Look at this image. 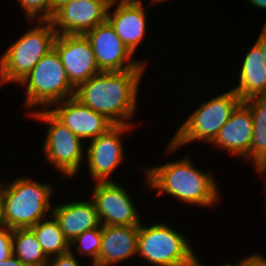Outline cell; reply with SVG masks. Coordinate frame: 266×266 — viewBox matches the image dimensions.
<instances>
[{
	"instance_id": "cell-36",
	"label": "cell",
	"mask_w": 266,
	"mask_h": 266,
	"mask_svg": "<svg viewBox=\"0 0 266 266\" xmlns=\"http://www.w3.org/2000/svg\"><path fill=\"white\" fill-rule=\"evenodd\" d=\"M109 3H116V2H129L133 0H107Z\"/></svg>"
},
{
	"instance_id": "cell-32",
	"label": "cell",
	"mask_w": 266,
	"mask_h": 266,
	"mask_svg": "<svg viewBox=\"0 0 266 266\" xmlns=\"http://www.w3.org/2000/svg\"><path fill=\"white\" fill-rule=\"evenodd\" d=\"M5 228H8L6 220H5V216H4V206H3V202L0 196V230H3Z\"/></svg>"
},
{
	"instance_id": "cell-24",
	"label": "cell",
	"mask_w": 266,
	"mask_h": 266,
	"mask_svg": "<svg viewBox=\"0 0 266 266\" xmlns=\"http://www.w3.org/2000/svg\"><path fill=\"white\" fill-rule=\"evenodd\" d=\"M30 22L51 19V0H16Z\"/></svg>"
},
{
	"instance_id": "cell-19",
	"label": "cell",
	"mask_w": 266,
	"mask_h": 266,
	"mask_svg": "<svg viewBox=\"0 0 266 266\" xmlns=\"http://www.w3.org/2000/svg\"><path fill=\"white\" fill-rule=\"evenodd\" d=\"M253 44L241 62L239 83L231 88L242 101L266 97V62L260 46Z\"/></svg>"
},
{
	"instance_id": "cell-34",
	"label": "cell",
	"mask_w": 266,
	"mask_h": 266,
	"mask_svg": "<svg viewBox=\"0 0 266 266\" xmlns=\"http://www.w3.org/2000/svg\"><path fill=\"white\" fill-rule=\"evenodd\" d=\"M221 266H242V259H240V261H239V263H232V262H227V263H225V264H221Z\"/></svg>"
},
{
	"instance_id": "cell-7",
	"label": "cell",
	"mask_w": 266,
	"mask_h": 266,
	"mask_svg": "<svg viewBox=\"0 0 266 266\" xmlns=\"http://www.w3.org/2000/svg\"><path fill=\"white\" fill-rule=\"evenodd\" d=\"M19 86L25 88L24 108L49 109L53 104L74 97L75 88L60 60L57 51L53 48L45 54ZM25 85V86H24Z\"/></svg>"
},
{
	"instance_id": "cell-2",
	"label": "cell",
	"mask_w": 266,
	"mask_h": 266,
	"mask_svg": "<svg viewBox=\"0 0 266 266\" xmlns=\"http://www.w3.org/2000/svg\"><path fill=\"white\" fill-rule=\"evenodd\" d=\"M144 170V183L157 191L156 197L168 194L183 204L197 207H215L222 198L212 171L205 172L194 166L190 157Z\"/></svg>"
},
{
	"instance_id": "cell-13",
	"label": "cell",
	"mask_w": 266,
	"mask_h": 266,
	"mask_svg": "<svg viewBox=\"0 0 266 266\" xmlns=\"http://www.w3.org/2000/svg\"><path fill=\"white\" fill-rule=\"evenodd\" d=\"M107 0H72L57 9L51 19L57 34H85L107 21Z\"/></svg>"
},
{
	"instance_id": "cell-1",
	"label": "cell",
	"mask_w": 266,
	"mask_h": 266,
	"mask_svg": "<svg viewBox=\"0 0 266 266\" xmlns=\"http://www.w3.org/2000/svg\"><path fill=\"white\" fill-rule=\"evenodd\" d=\"M146 64L126 71H101L75 89L74 97L110 120L114 125H133L139 85Z\"/></svg>"
},
{
	"instance_id": "cell-18",
	"label": "cell",
	"mask_w": 266,
	"mask_h": 266,
	"mask_svg": "<svg viewBox=\"0 0 266 266\" xmlns=\"http://www.w3.org/2000/svg\"><path fill=\"white\" fill-rule=\"evenodd\" d=\"M65 238L71 243L85 231L101 225L92 199L72 201L53 206L52 213Z\"/></svg>"
},
{
	"instance_id": "cell-22",
	"label": "cell",
	"mask_w": 266,
	"mask_h": 266,
	"mask_svg": "<svg viewBox=\"0 0 266 266\" xmlns=\"http://www.w3.org/2000/svg\"><path fill=\"white\" fill-rule=\"evenodd\" d=\"M49 217L42 219L30 229L34 232L45 254L50 258L69 252L70 243L54 216L51 214Z\"/></svg>"
},
{
	"instance_id": "cell-31",
	"label": "cell",
	"mask_w": 266,
	"mask_h": 266,
	"mask_svg": "<svg viewBox=\"0 0 266 266\" xmlns=\"http://www.w3.org/2000/svg\"><path fill=\"white\" fill-rule=\"evenodd\" d=\"M248 3H250L254 8L258 9H264L266 11V0H246ZM266 25V21L264 23Z\"/></svg>"
},
{
	"instance_id": "cell-28",
	"label": "cell",
	"mask_w": 266,
	"mask_h": 266,
	"mask_svg": "<svg viewBox=\"0 0 266 266\" xmlns=\"http://www.w3.org/2000/svg\"><path fill=\"white\" fill-rule=\"evenodd\" d=\"M261 48V52L266 62V25L262 26V30L259 33L257 40L255 41Z\"/></svg>"
},
{
	"instance_id": "cell-6",
	"label": "cell",
	"mask_w": 266,
	"mask_h": 266,
	"mask_svg": "<svg viewBox=\"0 0 266 266\" xmlns=\"http://www.w3.org/2000/svg\"><path fill=\"white\" fill-rule=\"evenodd\" d=\"M189 238L166 223H140L137 256L151 266H203Z\"/></svg>"
},
{
	"instance_id": "cell-17",
	"label": "cell",
	"mask_w": 266,
	"mask_h": 266,
	"mask_svg": "<svg viewBox=\"0 0 266 266\" xmlns=\"http://www.w3.org/2000/svg\"><path fill=\"white\" fill-rule=\"evenodd\" d=\"M139 226L102 225V244L94 266H111L137 255Z\"/></svg>"
},
{
	"instance_id": "cell-21",
	"label": "cell",
	"mask_w": 266,
	"mask_h": 266,
	"mask_svg": "<svg viewBox=\"0 0 266 266\" xmlns=\"http://www.w3.org/2000/svg\"><path fill=\"white\" fill-rule=\"evenodd\" d=\"M12 249L24 266H46L49 259L30 228L13 229Z\"/></svg>"
},
{
	"instance_id": "cell-8",
	"label": "cell",
	"mask_w": 266,
	"mask_h": 266,
	"mask_svg": "<svg viewBox=\"0 0 266 266\" xmlns=\"http://www.w3.org/2000/svg\"><path fill=\"white\" fill-rule=\"evenodd\" d=\"M28 114L37 121L47 123V132L42 148L44 158L62 176L71 178L78 174L85 159L83 141L60 122L48 109L30 110Z\"/></svg>"
},
{
	"instance_id": "cell-25",
	"label": "cell",
	"mask_w": 266,
	"mask_h": 266,
	"mask_svg": "<svg viewBox=\"0 0 266 266\" xmlns=\"http://www.w3.org/2000/svg\"><path fill=\"white\" fill-rule=\"evenodd\" d=\"M12 234L13 229H10L9 227L0 230V262L7 260L13 255Z\"/></svg>"
},
{
	"instance_id": "cell-23",
	"label": "cell",
	"mask_w": 266,
	"mask_h": 266,
	"mask_svg": "<svg viewBox=\"0 0 266 266\" xmlns=\"http://www.w3.org/2000/svg\"><path fill=\"white\" fill-rule=\"evenodd\" d=\"M102 244V225L97 228L85 231L77 236L71 243L70 249H76L78 255L91 258L92 266L98 261V255ZM76 246V247H75Z\"/></svg>"
},
{
	"instance_id": "cell-4",
	"label": "cell",
	"mask_w": 266,
	"mask_h": 266,
	"mask_svg": "<svg viewBox=\"0 0 266 266\" xmlns=\"http://www.w3.org/2000/svg\"><path fill=\"white\" fill-rule=\"evenodd\" d=\"M242 102L240 97L230 89L197 106L190 116L183 120L175 135L166 145L168 154L178 148L198 141L210 144L220 129L226 124L232 112Z\"/></svg>"
},
{
	"instance_id": "cell-37",
	"label": "cell",
	"mask_w": 266,
	"mask_h": 266,
	"mask_svg": "<svg viewBox=\"0 0 266 266\" xmlns=\"http://www.w3.org/2000/svg\"><path fill=\"white\" fill-rule=\"evenodd\" d=\"M242 266H246L245 265V258H242Z\"/></svg>"
},
{
	"instance_id": "cell-5",
	"label": "cell",
	"mask_w": 266,
	"mask_h": 266,
	"mask_svg": "<svg viewBox=\"0 0 266 266\" xmlns=\"http://www.w3.org/2000/svg\"><path fill=\"white\" fill-rule=\"evenodd\" d=\"M31 28L2 53L0 86L7 83L19 84L38 61L53 49L57 32L49 20H38Z\"/></svg>"
},
{
	"instance_id": "cell-27",
	"label": "cell",
	"mask_w": 266,
	"mask_h": 266,
	"mask_svg": "<svg viewBox=\"0 0 266 266\" xmlns=\"http://www.w3.org/2000/svg\"><path fill=\"white\" fill-rule=\"evenodd\" d=\"M246 266H266V257L259 253H252L245 257Z\"/></svg>"
},
{
	"instance_id": "cell-11",
	"label": "cell",
	"mask_w": 266,
	"mask_h": 266,
	"mask_svg": "<svg viewBox=\"0 0 266 266\" xmlns=\"http://www.w3.org/2000/svg\"><path fill=\"white\" fill-rule=\"evenodd\" d=\"M89 40L100 71H126L136 69L148 60L134 59L108 21L84 34ZM138 60V61H137Z\"/></svg>"
},
{
	"instance_id": "cell-9",
	"label": "cell",
	"mask_w": 266,
	"mask_h": 266,
	"mask_svg": "<svg viewBox=\"0 0 266 266\" xmlns=\"http://www.w3.org/2000/svg\"><path fill=\"white\" fill-rule=\"evenodd\" d=\"M133 127L134 125H114L106 133L89 142L84 163L89 168L88 173L92 181H114L110 177L126 160L122 136Z\"/></svg>"
},
{
	"instance_id": "cell-15",
	"label": "cell",
	"mask_w": 266,
	"mask_h": 266,
	"mask_svg": "<svg viewBox=\"0 0 266 266\" xmlns=\"http://www.w3.org/2000/svg\"><path fill=\"white\" fill-rule=\"evenodd\" d=\"M110 3L107 21L114 28L128 50L134 54L143 42L147 31L146 8L142 0ZM112 7V8H111Z\"/></svg>"
},
{
	"instance_id": "cell-3",
	"label": "cell",
	"mask_w": 266,
	"mask_h": 266,
	"mask_svg": "<svg viewBox=\"0 0 266 266\" xmlns=\"http://www.w3.org/2000/svg\"><path fill=\"white\" fill-rule=\"evenodd\" d=\"M54 185L21 176L9 184H1L0 196L4 216L10 229L30 228L52 213Z\"/></svg>"
},
{
	"instance_id": "cell-14",
	"label": "cell",
	"mask_w": 266,
	"mask_h": 266,
	"mask_svg": "<svg viewBox=\"0 0 266 266\" xmlns=\"http://www.w3.org/2000/svg\"><path fill=\"white\" fill-rule=\"evenodd\" d=\"M48 110L83 141H91L114 126L105 116L83 105L75 97L57 102Z\"/></svg>"
},
{
	"instance_id": "cell-33",
	"label": "cell",
	"mask_w": 266,
	"mask_h": 266,
	"mask_svg": "<svg viewBox=\"0 0 266 266\" xmlns=\"http://www.w3.org/2000/svg\"><path fill=\"white\" fill-rule=\"evenodd\" d=\"M254 171H256L257 173H259V174H261V175H263V173L266 174V162L263 164V166L257 168V169L254 170ZM265 177H266V176H265Z\"/></svg>"
},
{
	"instance_id": "cell-30",
	"label": "cell",
	"mask_w": 266,
	"mask_h": 266,
	"mask_svg": "<svg viewBox=\"0 0 266 266\" xmlns=\"http://www.w3.org/2000/svg\"><path fill=\"white\" fill-rule=\"evenodd\" d=\"M72 0H51V17L53 16V13L62 7L64 4L69 3Z\"/></svg>"
},
{
	"instance_id": "cell-12",
	"label": "cell",
	"mask_w": 266,
	"mask_h": 266,
	"mask_svg": "<svg viewBox=\"0 0 266 266\" xmlns=\"http://www.w3.org/2000/svg\"><path fill=\"white\" fill-rule=\"evenodd\" d=\"M53 48L57 51L69 82L75 89L101 72L85 35L57 34Z\"/></svg>"
},
{
	"instance_id": "cell-26",
	"label": "cell",
	"mask_w": 266,
	"mask_h": 266,
	"mask_svg": "<svg viewBox=\"0 0 266 266\" xmlns=\"http://www.w3.org/2000/svg\"><path fill=\"white\" fill-rule=\"evenodd\" d=\"M46 266H81V264L76 258V253L70 249L67 253L50 257Z\"/></svg>"
},
{
	"instance_id": "cell-29",
	"label": "cell",
	"mask_w": 266,
	"mask_h": 266,
	"mask_svg": "<svg viewBox=\"0 0 266 266\" xmlns=\"http://www.w3.org/2000/svg\"><path fill=\"white\" fill-rule=\"evenodd\" d=\"M0 266H24L15 255H11L7 260L0 262Z\"/></svg>"
},
{
	"instance_id": "cell-35",
	"label": "cell",
	"mask_w": 266,
	"mask_h": 266,
	"mask_svg": "<svg viewBox=\"0 0 266 266\" xmlns=\"http://www.w3.org/2000/svg\"><path fill=\"white\" fill-rule=\"evenodd\" d=\"M150 2H148L149 4V6H150V4L151 5H154L155 3L157 4V3H163V2H167L168 0H149Z\"/></svg>"
},
{
	"instance_id": "cell-16",
	"label": "cell",
	"mask_w": 266,
	"mask_h": 266,
	"mask_svg": "<svg viewBox=\"0 0 266 266\" xmlns=\"http://www.w3.org/2000/svg\"><path fill=\"white\" fill-rule=\"evenodd\" d=\"M253 135V119L250 109L241 102L232 112L226 124L210 144L238 156L249 163V150Z\"/></svg>"
},
{
	"instance_id": "cell-20",
	"label": "cell",
	"mask_w": 266,
	"mask_h": 266,
	"mask_svg": "<svg viewBox=\"0 0 266 266\" xmlns=\"http://www.w3.org/2000/svg\"><path fill=\"white\" fill-rule=\"evenodd\" d=\"M242 102L252 113L253 135L249 161L256 170L266 162V97L250 98Z\"/></svg>"
},
{
	"instance_id": "cell-10",
	"label": "cell",
	"mask_w": 266,
	"mask_h": 266,
	"mask_svg": "<svg viewBox=\"0 0 266 266\" xmlns=\"http://www.w3.org/2000/svg\"><path fill=\"white\" fill-rule=\"evenodd\" d=\"M91 199L101 225L139 226L141 217L132 197L115 181L95 182Z\"/></svg>"
}]
</instances>
